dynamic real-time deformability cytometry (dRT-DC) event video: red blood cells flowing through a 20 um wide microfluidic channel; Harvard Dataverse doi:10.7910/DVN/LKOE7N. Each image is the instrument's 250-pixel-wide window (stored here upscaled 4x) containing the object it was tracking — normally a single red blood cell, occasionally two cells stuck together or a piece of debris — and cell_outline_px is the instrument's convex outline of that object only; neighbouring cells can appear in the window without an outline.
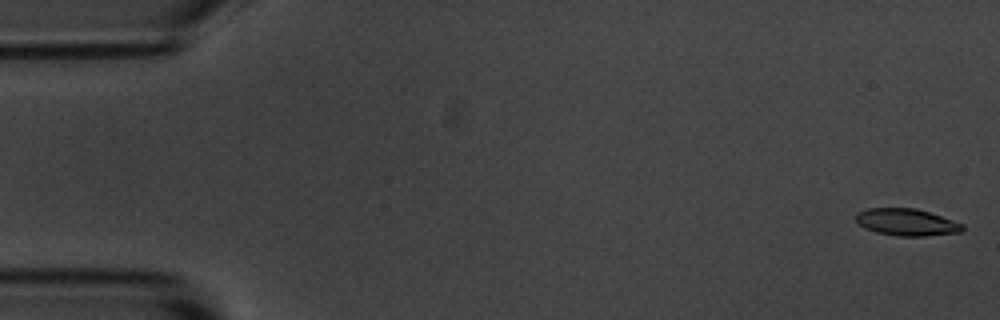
{"species": "common noctule bat (a hibernating species)", "species_latin": "Nyctalus noctula", "temperature_condition": "room temperature", "stored_images_in_passage": 5, "camera_frame_rate_fps": 3000, "um_per_image_px": 0.085, "animal": {"sex": "male", "body_mass_g": 20.1, "forearm_length_mm": 53.5}, "frame": {"image": 1, "passage_image": 1, "time_ms": 0.0, "image_size_px": [1000, 320], "cell_outline_px": [[964, 228], [960, 232], [924, 236], [896, 236], [876, 232], [864, 228], [856, 220], [856, 212], [868, 208], [916, 208], [964, 224]], "centroid_in_image_um": [77.04, 18.89], "position_along_channel_um": 8.0, "area_um2": 16.7}}